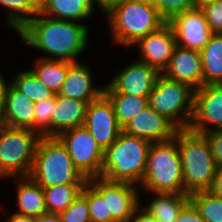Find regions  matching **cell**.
Here are the masks:
<instances>
[{"label": "cell", "mask_w": 222, "mask_h": 222, "mask_svg": "<svg viewBox=\"0 0 222 222\" xmlns=\"http://www.w3.org/2000/svg\"><path fill=\"white\" fill-rule=\"evenodd\" d=\"M200 53L203 66V85H221L222 34H213Z\"/></svg>", "instance_id": "25"}, {"label": "cell", "mask_w": 222, "mask_h": 222, "mask_svg": "<svg viewBox=\"0 0 222 222\" xmlns=\"http://www.w3.org/2000/svg\"><path fill=\"white\" fill-rule=\"evenodd\" d=\"M35 217L15 212L5 222H34Z\"/></svg>", "instance_id": "43"}, {"label": "cell", "mask_w": 222, "mask_h": 222, "mask_svg": "<svg viewBox=\"0 0 222 222\" xmlns=\"http://www.w3.org/2000/svg\"><path fill=\"white\" fill-rule=\"evenodd\" d=\"M17 178V207L20 214L38 217L47 213L43 187L36 183L30 176Z\"/></svg>", "instance_id": "21"}, {"label": "cell", "mask_w": 222, "mask_h": 222, "mask_svg": "<svg viewBox=\"0 0 222 222\" xmlns=\"http://www.w3.org/2000/svg\"><path fill=\"white\" fill-rule=\"evenodd\" d=\"M188 129L201 134L222 130V84L203 85L195 91L193 116Z\"/></svg>", "instance_id": "11"}, {"label": "cell", "mask_w": 222, "mask_h": 222, "mask_svg": "<svg viewBox=\"0 0 222 222\" xmlns=\"http://www.w3.org/2000/svg\"><path fill=\"white\" fill-rule=\"evenodd\" d=\"M140 188L151 193H184L182 162L175 138L152 143Z\"/></svg>", "instance_id": "5"}, {"label": "cell", "mask_w": 222, "mask_h": 222, "mask_svg": "<svg viewBox=\"0 0 222 222\" xmlns=\"http://www.w3.org/2000/svg\"><path fill=\"white\" fill-rule=\"evenodd\" d=\"M154 6L166 23L181 13L196 8L194 0H155Z\"/></svg>", "instance_id": "33"}, {"label": "cell", "mask_w": 222, "mask_h": 222, "mask_svg": "<svg viewBox=\"0 0 222 222\" xmlns=\"http://www.w3.org/2000/svg\"><path fill=\"white\" fill-rule=\"evenodd\" d=\"M0 124L35 131L34 102L11 84L6 92L5 112Z\"/></svg>", "instance_id": "18"}, {"label": "cell", "mask_w": 222, "mask_h": 222, "mask_svg": "<svg viewBox=\"0 0 222 222\" xmlns=\"http://www.w3.org/2000/svg\"><path fill=\"white\" fill-rule=\"evenodd\" d=\"M40 135L0 124V179L29 176Z\"/></svg>", "instance_id": "7"}, {"label": "cell", "mask_w": 222, "mask_h": 222, "mask_svg": "<svg viewBox=\"0 0 222 222\" xmlns=\"http://www.w3.org/2000/svg\"><path fill=\"white\" fill-rule=\"evenodd\" d=\"M135 44L140 50L139 61L157 68L162 73L169 64L177 41L172 27L166 23L157 31L140 38Z\"/></svg>", "instance_id": "15"}, {"label": "cell", "mask_w": 222, "mask_h": 222, "mask_svg": "<svg viewBox=\"0 0 222 222\" xmlns=\"http://www.w3.org/2000/svg\"><path fill=\"white\" fill-rule=\"evenodd\" d=\"M177 145L182 162L184 194L209 190L217 165L204 134L189 129L177 131Z\"/></svg>", "instance_id": "3"}, {"label": "cell", "mask_w": 222, "mask_h": 222, "mask_svg": "<svg viewBox=\"0 0 222 222\" xmlns=\"http://www.w3.org/2000/svg\"><path fill=\"white\" fill-rule=\"evenodd\" d=\"M10 83H6V80L0 72V123L3 120V115L5 112V102H6V92Z\"/></svg>", "instance_id": "39"}, {"label": "cell", "mask_w": 222, "mask_h": 222, "mask_svg": "<svg viewBox=\"0 0 222 222\" xmlns=\"http://www.w3.org/2000/svg\"><path fill=\"white\" fill-rule=\"evenodd\" d=\"M105 15L109 19L113 41L125 47L160 29L166 22L154 5L124 0Z\"/></svg>", "instance_id": "6"}, {"label": "cell", "mask_w": 222, "mask_h": 222, "mask_svg": "<svg viewBox=\"0 0 222 222\" xmlns=\"http://www.w3.org/2000/svg\"><path fill=\"white\" fill-rule=\"evenodd\" d=\"M10 84L32 102L44 101L55 95L35 77L31 70L19 72V74H16V77L10 81Z\"/></svg>", "instance_id": "30"}, {"label": "cell", "mask_w": 222, "mask_h": 222, "mask_svg": "<svg viewBox=\"0 0 222 222\" xmlns=\"http://www.w3.org/2000/svg\"><path fill=\"white\" fill-rule=\"evenodd\" d=\"M57 138L87 180L101 177L104 150L84 126L64 131Z\"/></svg>", "instance_id": "9"}, {"label": "cell", "mask_w": 222, "mask_h": 222, "mask_svg": "<svg viewBox=\"0 0 222 222\" xmlns=\"http://www.w3.org/2000/svg\"><path fill=\"white\" fill-rule=\"evenodd\" d=\"M85 184H65L43 188L47 213L60 214L81 193Z\"/></svg>", "instance_id": "29"}, {"label": "cell", "mask_w": 222, "mask_h": 222, "mask_svg": "<svg viewBox=\"0 0 222 222\" xmlns=\"http://www.w3.org/2000/svg\"><path fill=\"white\" fill-rule=\"evenodd\" d=\"M195 1V6L200 8L201 6L210 3V2H215V1H219V0H194Z\"/></svg>", "instance_id": "44"}, {"label": "cell", "mask_w": 222, "mask_h": 222, "mask_svg": "<svg viewBox=\"0 0 222 222\" xmlns=\"http://www.w3.org/2000/svg\"><path fill=\"white\" fill-rule=\"evenodd\" d=\"M124 0H91L93 7L98 4L100 9L106 14L109 12L114 6L122 3Z\"/></svg>", "instance_id": "41"}, {"label": "cell", "mask_w": 222, "mask_h": 222, "mask_svg": "<svg viewBox=\"0 0 222 222\" xmlns=\"http://www.w3.org/2000/svg\"><path fill=\"white\" fill-rule=\"evenodd\" d=\"M138 190L141 189L130 184L107 180L108 215L117 222H127L141 204Z\"/></svg>", "instance_id": "19"}, {"label": "cell", "mask_w": 222, "mask_h": 222, "mask_svg": "<svg viewBox=\"0 0 222 222\" xmlns=\"http://www.w3.org/2000/svg\"><path fill=\"white\" fill-rule=\"evenodd\" d=\"M91 0H40V13L58 20L81 21L93 14Z\"/></svg>", "instance_id": "22"}, {"label": "cell", "mask_w": 222, "mask_h": 222, "mask_svg": "<svg viewBox=\"0 0 222 222\" xmlns=\"http://www.w3.org/2000/svg\"><path fill=\"white\" fill-rule=\"evenodd\" d=\"M195 90L161 74L148 97L149 106L179 130L188 129L194 110Z\"/></svg>", "instance_id": "8"}, {"label": "cell", "mask_w": 222, "mask_h": 222, "mask_svg": "<svg viewBox=\"0 0 222 222\" xmlns=\"http://www.w3.org/2000/svg\"><path fill=\"white\" fill-rule=\"evenodd\" d=\"M162 74L169 79L189 85L195 91L198 90L203 86L201 53L177 45Z\"/></svg>", "instance_id": "16"}, {"label": "cell", "mask_w": 222, "mask_h": 222, "mask_svg": "<svg viewBox=\"0 0 222 222\" xmlns=\"http://www.w3.org/2000/svg\"><path fill=\"white\" fill-rule=\"evenodd\" d=\"M211 146L217 167L222 166V130L210 131L204 134Z\"/></svg>", "instance_id": "36"}, {"label": "cell", "mask_w": 222, "mask_h": 222, "mask_svg": "<svg viewBox=\"0 0 222 222\" xmlns=\"http://www.w3.org/2000/svg\"><path fill=\"white\" fill-rule=\"evenodd\" d=\"M213 34H222V0L210 2L200 7Z\"/></svg>", "instance_id": "35"}, {"label": "cell", "mask_w": 222, "mask_h": 222, "mask_svg": "<svg viewBox=\"0 0 222 222\" xmlns=\"http://www.w3.org/2000/svg\"><path fill=\"white\" fill-rule=\"evenodd\" d=\"M127 222H156L154 217L141 204L136 211L128 218Z\"/></svg>", "instance_id": "38"}, {"label": "cell", "mask_w": 222, "mask_h": 222, "mask_svg": "<svg viewBox=\"0 0 222 222\" xmlns=\"http://www.w3.org/2000/svg\"><path fill=\"white\" fill-rule=\"evenodd\" d=\"M162 73L147 63L135 60L124 67L104 86V93H122L137 97H149Z\"/></svg>", "instance_id": "10"}, {"label": "cell", "mask_w": 222, "mask_h": 222, "mask_svg": "<svg viewBox=\"0 0 222 222\" xmlns=\"http://www.w3.org/2000/svg\"><path fill=\"white\" fill-rule=\"evenodd\" d=\"M59 215L62 222H91L87 199L81 193L71 205Z\"/></svg>", "instance_id": "34"}, {"label": "cell", "mask_w": 222, "mask_h": 222, "mask_svg": "<svg viewBox=\"0 0 222 222\" xmlns=\"http://www.w3.org/2000/svg\"><path fill=\"white\" fill-rule=\"evenodd\" d=\"M215 196L222 197V166L217 167L216 175L213 179L211 188L209 189Z\"/></svg>", "instance_id": "40"}, {"label": "cell", "mask_w": 222, "mask_h": 222, "mask_svg": "<svg viewBox=\"0 0 222 222\" xmlns=\"http://www.w3.org/2000/svg\"><path fill=\"white\" fill-rule=\"evenodd\" d=\"M168 24L172 27L177 45L201 51L213 35L203 11L196 7L174 17Z\"/></svg>", "instance_id": "13"}, {"label": "cell", "mask_w": 222, "mask_h": 222, "mask_svg": "<svg viewBox=\"0 0 222 222\" xmlns=\"http://www.w3.org/2000/svg\"><path fill=\"white\" fill-rule=\"evenodd\" d=\"M129 1L141 3V4H150V5H154L155 3V0H129Z\"/></svg>", "instance_id": "45"}, {"label": "cell", "mask_w": 222, "mask_h": 222, "mask_svg": "<svg viewBox=\"0 0 222 222\" xmlns=\"http://www.w3.org/2000/svg\"><path fill=\"white\" fill-rule=\"evenodd\" d=\"M83 126L103 150L110 147L122 132L113 105L104 94L88 104Z\"/></svg>", "instance_id": "12"}, {"label": "cell", "mask_w": 222, "mask_h": 222, "mask_svg": "<svg viewBox=\"0 0 222 222\" xmlns=\"http://www.w3.org/2000/svg\"><path fill=\"white\" fill-rule=\"evenodd\" d=\"M0 4L9 10L6 25L17 33L40 12V0H0Z\"/></svg>", "instance_id": "28"}, {"label": "cell", "mask_w": 222, "mask_h": 222, "mask_svg": "<svg viewBox=\"0 0 222 222\" xmlns=\"http://www.w3.org/2000/svg\"><path fill=\"white\" fill-rule=\"evenodd\" d=\"M178 130L170 120L149 105L122 128L124 133L152 143L170 141Z\"/></svg>", "instance_id": "14"}, {"label": "cell", "mask_w": 222, "mask_h": 222, "mask_svg": "<svg viewBox=\"0 0 222 222\" xmlns=\"http://www.w3.org/2000/svg\"><path fill=\"white\" fill-rule=\"evenodd\" d=\"M34 222H62L59 214L45 213L35 217Z\"/></svg>", "instance_id": "42"}, {"label": "cell", "mask_w": 222, "mask_h": 222, "mask_svg": "<svg viewBox=\"0 0 222 222\" xmlns=\"http://www.w3.org/2000/svg\"><path fill=\"white\" fill-rule=\"evenodd\" d=\"M29 176L43 188L87 183L57 137H40Z\"/></svg>", "instance_id": "4"}, {"label": "cell", "mask_w": 222, "mask_h": 222, "mask_svg": "<svg viewBox=\"0 0 222 222\" xmlns=\"http://www.w3.org/2000/svg\"><path fill=\"white\" fill-rule=\"evenodd\" d=\"M89 33L85 24L53 19L39 12L17 34L26 46L48 54L42 58L75 63L87 49Z\"/></svg>", "instance_id": "1"}, {"label": "cell", "mask_w": 222, "mask_h": 222, "mask_svg": "<svg viewBox=\"0 0 222 222\" xmlns=\"http://www.w3.org/2000/svg\"><path fill=\"white\" fill-rule=\"evenodd\" d=\"M55 105V95L44 101L34 102L35 132L40 136L52 137V114Z\"/></svg>", "instance_id": "32"}, {"label": "cell", "mask_w": 222, "mask_h": 222, "mask_svg": "<svg viewBox=\"0 0 222 222\" xmlns=\"http://www.w3.org/2000/svg\"><path fill=\"white\" fill-rule=\"evenodd\" d=\"M88 103L55 94L52 137L84 125Z\"/></svg>", "instance_id": "20"}, {"label": "cell", "mask_w": 222, "mask_h": 222, "mask_svg": "<svg viewBox=\"0 0 222 222\" xmlns=\"http://www.w3.org/2000/svg\"><path fill=\"white\" fill-rule=\"evenodd\" d=\"M155 197L144 208L156 222H175L190 195L184 193H154Z\"/></svg>", "instance_id": "24"}, {"label": "cell", "mask_w": 222, "mask_h": 222, "mask_svg": "<svg viewBox=\"0 0 222 222\" xmlns=\"http://www.w3.org/2000/svg\"><path fill=\"white\" fill-rule=\"evenodd\" d=\"M81 194L87 199L91 222H117L112 215H108L106 179H88Z\"/></svg>", "instance_id": "23"}, {"label": "cell", "mask_w": 222, "mask_h": 222, "mask_svg": "<svg viewBox=\"0 0 222 222\" xmlns=\"http://www.w3.org/2000/svg\"><path fill=\"white\" fill-rule=\"evenodd\" d=\"M93 83L92 72L87 65L68 62V72L58 95L89 104L104 94V85L96 88Z\"/></svg>", "instance_id": "17"}, {"label": "cell", "mask_w": 222, "mask_h": 222, "mask_svg": "<svg viewBox=\"0 0 222 222\" xmlns=\"http://www.w3.org/2000/svg\"><path fill=\"white\" fill-rule=\"evenodd\" d=\"M190 201L206 222H222V197L215 196L209 190H202L191 193Z\"/></svg>", "instance_id": "31"}, {"label": "cell", "mask_w": 222, "mask_h": 222, "mask_svg": "<svg viewBox=\"0 0 222 222\" xmlns=\"http://www.w3.org/2000/svg\"><path fill=\"white\" fill-rule=\"evenodd\" d=\"M175 222H206L194 204L189 201L179 213Z\"/></svg>", "instance_id": "37"}, {"label": "cell", "mask_w": 222, "mask_h": 222, "mask_svg": "<svg viewBox=\"0 0 222 222\" xmlns=\"http://www.w3.org/2000/svg\"><path fill=\"white\" fill-rule=\"evenodd\" d=\"M32 73L54 94H59L68 72V62L38 58Z\"/></svg>", "instance_id": "26"}, {"label": "cell", "mask_w": 222, "mask_h": 222, "mask_svg": "<svg viewBox=\"0 0 222 222\" xmlns=\"http://www.w3.org/2000/svg\"><path fill=\"white\" fill-rule=\"evenodd\" d=\"M151 144L144 138L122 131L114 143L104 150L101 177L140 188Z\"/></svg>", "instance_id": "2"}, {"label": "cell", "mask_w": 222, "mask_h": 222, "mask_svg": "<svg viewBox=\"0 0 222 222\" xmlns=\"http://www.w3.org/2000/svg\"><path fill=\"white\" fill-rule=\"evenodd\" d=\"M104 95L112 103L116 119L121 128L149 105L148 97H137L122 93H104Z\"/></svg>", "instance_id": "27"}]
</instances>
